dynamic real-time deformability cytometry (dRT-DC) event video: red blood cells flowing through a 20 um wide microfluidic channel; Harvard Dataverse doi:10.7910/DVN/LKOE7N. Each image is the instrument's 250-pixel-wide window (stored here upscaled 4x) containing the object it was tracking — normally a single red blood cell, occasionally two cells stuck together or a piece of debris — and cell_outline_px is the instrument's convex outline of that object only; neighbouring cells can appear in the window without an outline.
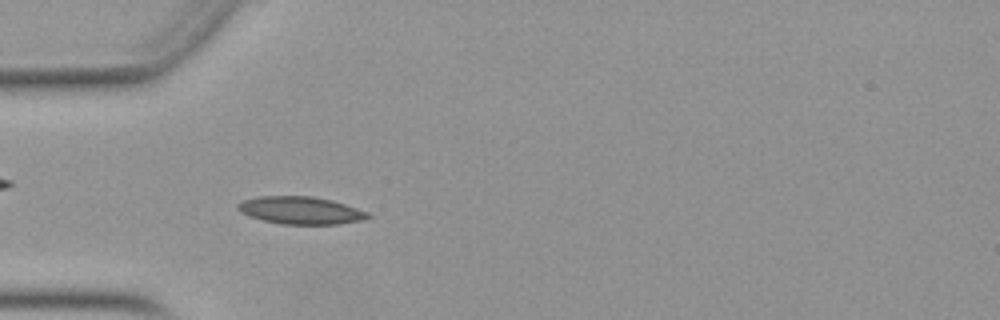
{"species": "Egyptian fruit bat (a non-hibernating species)", "species_latin": "Rousettus aegyptiacus", "temperature_condition": "warm", "stored_images_in_passage": 52, "camera_frame_rate_fps": 3000, "um_per_image_px": 0.085, "animal": {"sex": "female"}, "frame": {"image": 1, "passage_image": 16, "time_ms": 5.0, "image_size_px": [1000, 320], "cell_outline_px": [[372, 216], [364, 220], [340, 224], [284, 224], [264, 220], [248, 216], [240, 212], [236, 208], [236, 204], [244, 200], [260, 196], [312, 196], [332, 200], [368, 212]], "centroid_in_image_um": [25.56, 17.88], "position_along_channel_um": 59.4, "area_um2": 20.87}}
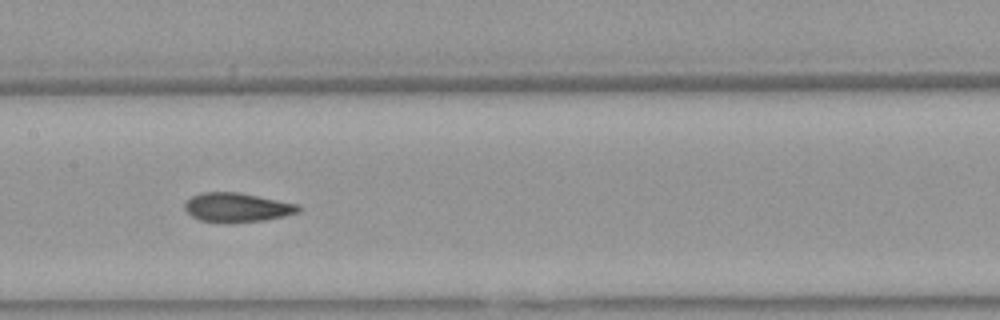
{"frame": {"image": 2, "passage_image": 26, "time_ms": 8.333, "image_size_px": [1000, 320], "cell_outline_px": [[300, 212], [284, 216], [264, 220], [232, 224], [228, 224], [200, 220], [192, 216], [184, 208], [184, 200], [200, 192], [240, 192], [300, 204]], "centroid_in_image_um": [20.14, 17.64], "position_along_channel_um": 187.3, "area_um2": 19.83}}
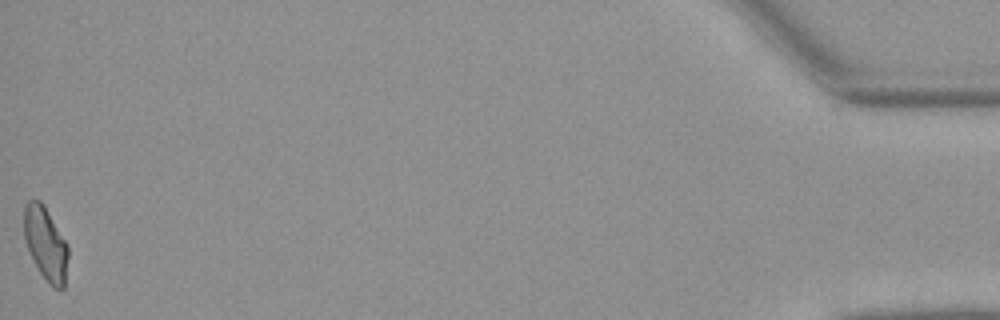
{"frame": {"image": 3, "passage_image": 52, "time_ms": 17.0, "image_size_px": [1000, 320], "cell_outline_px": [[68, 256], [64, 288], [60, 292], [52, 288], [48, 284], [40, 272], [28, 248], [24, 236], [24, 208], [28, 200], [40, 200], [44, 204], [68, 244]], "centroid_in_image_um": [3.91, 20.73], "position_along_channel_um": 431.3, "area_um2": 18.96}, "authors_computed_cell_mechanics": {"area_um2": 19.1029, "velocity_mm_per_s": 3.9517, "shape_relaxation_time_tau1_ms": null, "shape_relaxation_time_tau2_ms": 1.9108, "deformation_change_tau1": null, "deformation_change_tau2": 0.0724}}